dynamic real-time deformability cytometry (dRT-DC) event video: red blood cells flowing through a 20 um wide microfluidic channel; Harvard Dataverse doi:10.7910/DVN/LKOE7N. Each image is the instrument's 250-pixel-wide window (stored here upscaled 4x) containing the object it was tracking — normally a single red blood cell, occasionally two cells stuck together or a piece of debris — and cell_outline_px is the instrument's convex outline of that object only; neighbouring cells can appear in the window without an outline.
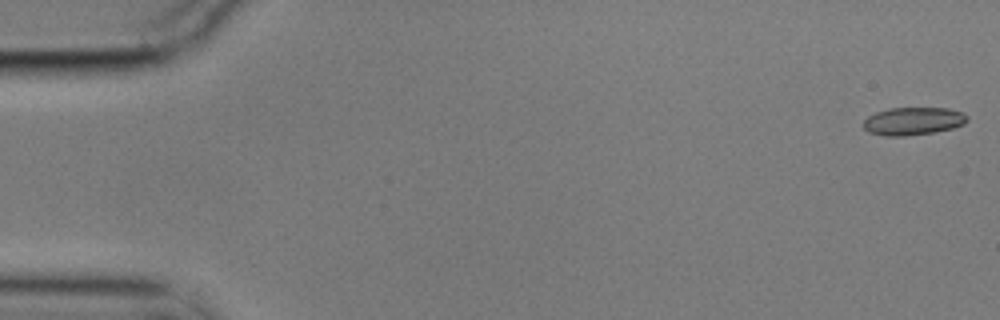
{"species": "common noctule bat (a hibernating species)", "species_latin": "Nyctalus noctula", "temperature_condition": "cold", "stored_images_in_passage": 56, "camera_frame_rate_fps": 3000, "um_per_image_px": 0.085, "animal": {"sex": "male", "body_mass_g": 17.9}, "frame": {"image": 1, "passage_image": 1, "time_ms": 0.0, "image_size_px": [1000, 320], "cell_outline_px": [[968, 120], [964, 124], [952, 128], [932, 132], [904, 136], [884, 136], [868, 132], [864, 128], [864, 120], [868, 116], [876, 112], [888, 108], [948, 108], [964, 112], [968, 116]], "centroid_in_image_um": [77.62, 10.29], "position_along_channel_um": 7.4, "area_um2": 16.88}}
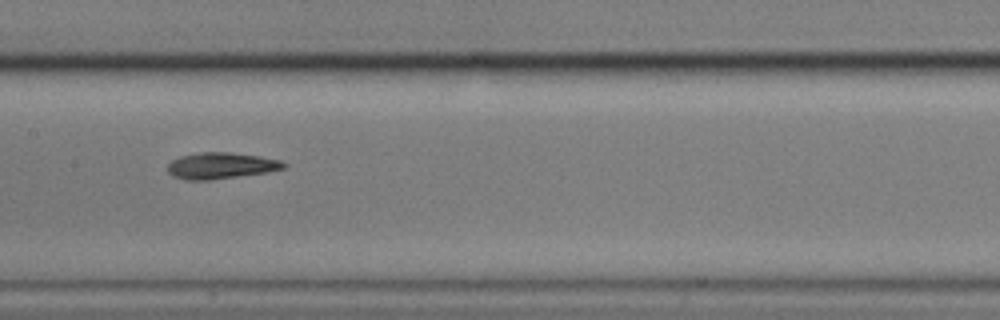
{"frame": {"image": 2, "passage_image": 28, "time_ms": 9.0, "image_size_px": [1000, 320], "cell_outline_px": [[288, 164], [284, 168], [268, 172], [208, 180], [184, 180], [172, 176], [168, 172], [168, 164], [172, 160], [180, 156], [200, 152], [228, 152], [260, 156], [280, 160]], "centroid_in_image_um": [18.77, 14.08], "position_along_channel_um": 188.6, "area_um2": 17.8}}
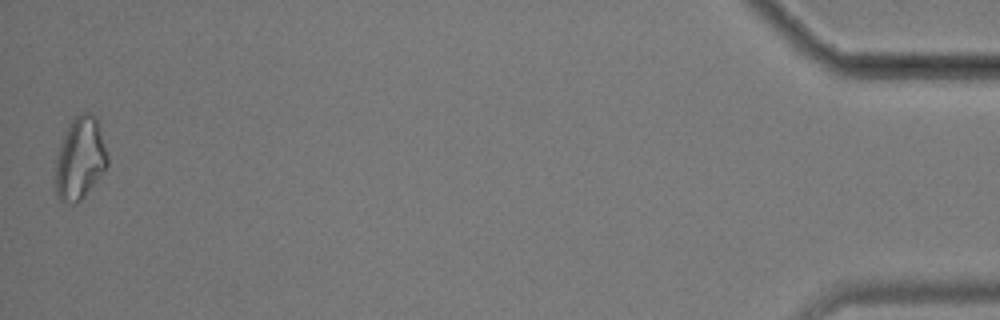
{"frame": {"image": 3, "passage_image": 56, "time_ms": 18.333, "image_size_px": [1000, 320], "cell_outline_px": [[108, 164], [84, 196], [76, 204], [72, 204], [60, 200], [56, 192], [56, 156], [68, 124], [72, 116], [80, 112], [92, 112], [96, 116], [108, 156]], "centroid_in_image_um": [6.79, 13.41], "position_along_channel_um": 428.4, "area_um2": 24.85}, "authors_computed_cell_mechanics": {"area_um2": 17.8313, "velocity_mm_per_s": 3.5355, "shape_relaxation_time_tau1_ms": 8.2951, "shape_relaxation_time_tau2_ms": null, "deformation_change_tau1": 0.1846, "deformation_change_tau2": null}}